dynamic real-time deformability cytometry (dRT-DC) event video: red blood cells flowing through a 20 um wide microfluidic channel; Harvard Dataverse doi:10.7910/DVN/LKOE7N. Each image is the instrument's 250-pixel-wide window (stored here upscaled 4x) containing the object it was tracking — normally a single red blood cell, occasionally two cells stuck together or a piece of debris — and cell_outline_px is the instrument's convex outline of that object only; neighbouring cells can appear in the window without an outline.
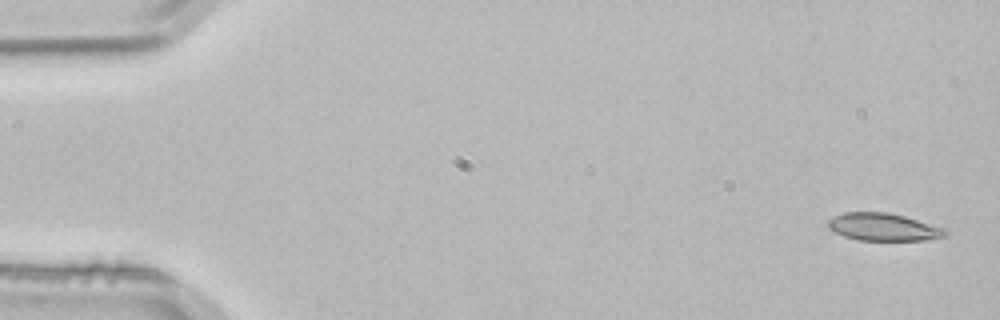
{"species": "common noctule bat (a hibernating species)", "species_latin": "Nyctalus noctula", "temperature_condition": "room temperature", "stored_images_in_passage": 5, "segment_of_instrument_passage": [1, 2], "camera_frame_rate_fps": 3000, "um_per_image_px": 0.085, "animal": {"sex": "male", "body_mass_g": 21.5, "forearm_length_mm": 52.0}, "frame": {"image": 1, "passage_image": 1, "time_ms": 0.0, "image_size_px": [1000, 320], "cell_outline_px": [[948, 232], [944, 236], [924, 240], [860, 240], [844, 236], [828, 228], [828, 220], [844, 212], [888, 212], [904, 216], [944, 228]], "centroid_in_image_um": [75.07, 19.29], "position_along_channel_um": 9.9, "area_um2": 18.55}}